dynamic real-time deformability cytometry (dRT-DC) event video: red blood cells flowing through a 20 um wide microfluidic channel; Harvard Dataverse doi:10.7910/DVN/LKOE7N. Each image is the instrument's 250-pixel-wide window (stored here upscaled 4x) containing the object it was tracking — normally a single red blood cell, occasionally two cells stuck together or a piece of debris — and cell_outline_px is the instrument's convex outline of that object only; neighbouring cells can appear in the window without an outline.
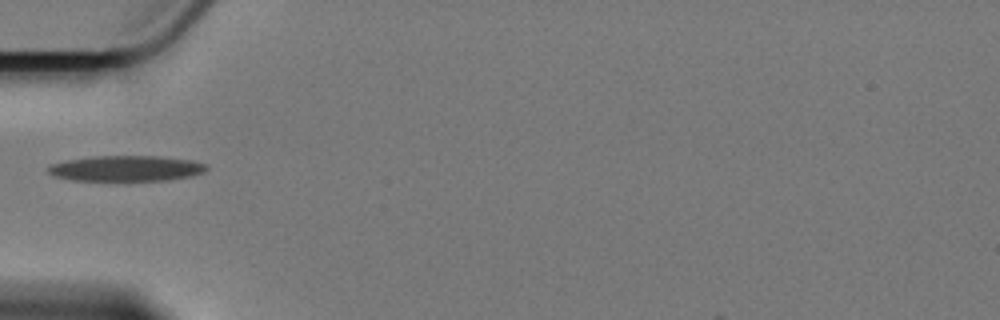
{"species": "Egyptian fruit bat (a non-hibernating species)", "species_latin": "Rousettus aegyptiacus", "temperature_condition": "cold", "stored_images_in_passage": 1, "camera_frame_rate_fps": 3000, "um_per_image_px": 0.085, "animal": {"sex": "female"}, "frame": {"image": 1, "passage_image": 1, "time_ms": 0.0, "image_size_px": [1000, 320], "cell_outline_px": [[208, 168], [204, 172], [192, 176], [168, 180], [72, 180], [52, 176], [48, 172], [48, 164], [68, 160], [92, 156], [160, 156], [192, 160], [208, 164]], "centroid_in_image_um": [10.73, 14.31], "position_along_channel_um": 74.3, "area_um2": 23.76}}